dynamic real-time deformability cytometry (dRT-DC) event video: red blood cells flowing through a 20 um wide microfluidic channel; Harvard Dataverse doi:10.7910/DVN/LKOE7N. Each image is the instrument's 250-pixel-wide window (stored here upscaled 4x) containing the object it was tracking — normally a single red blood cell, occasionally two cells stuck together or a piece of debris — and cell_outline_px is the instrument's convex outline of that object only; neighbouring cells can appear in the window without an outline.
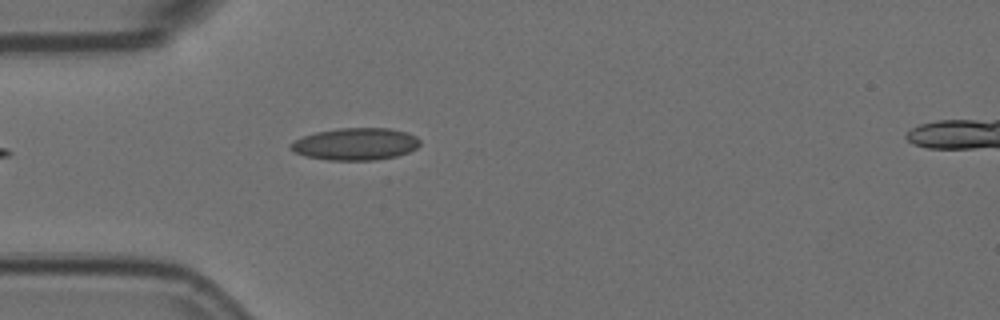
{"species": "Egyptian fruit bat (a non-hibernating species)", "species_latin": "Rousettus aegyptiacus", "temperature_condition": "room temperature", "stored_images_in_passage": 1, "camera_frame_rate_fps": 3000, "um_per_image_px": 0.085, "animal": {"sex": "female"}, "frame": {"image": 1, "passage_image": 1, "time_ms": 0.0, "image_size_px": [1000, 320], "cell_outline_px": [[420, 144], [416, 148], [408, 152], [396, 156], [376, 160], [328, 160], [304, 156], [288, 148], [288, 144], [304, 136], [316, 132], [340, 128], [388, 128], [408, 132], [416, 136], [420, 140]], "centroid_in_image_um": [30.22, 12.24], "position_along_channel_um": 54.8, "area_um2": 24.28}}